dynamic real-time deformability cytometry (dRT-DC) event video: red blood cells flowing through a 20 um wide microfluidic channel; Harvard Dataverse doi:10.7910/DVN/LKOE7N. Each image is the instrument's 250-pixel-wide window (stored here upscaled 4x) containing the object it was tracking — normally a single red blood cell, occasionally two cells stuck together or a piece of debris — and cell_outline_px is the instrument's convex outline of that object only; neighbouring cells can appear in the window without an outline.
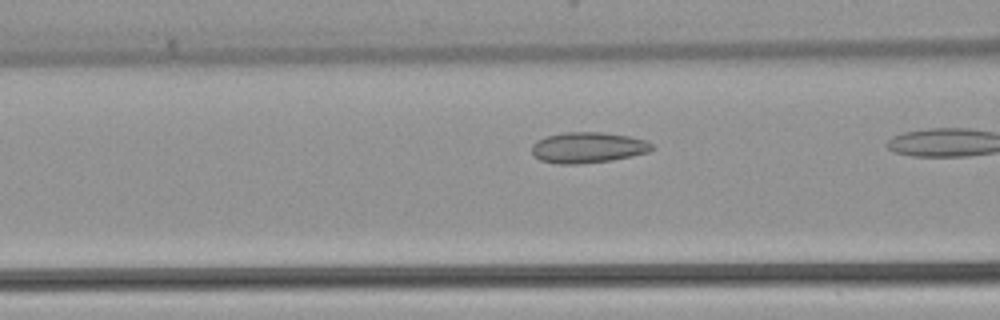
{"species": "common noctule bat (a hibernating species)", "species_latin": "Nyctalus noctula", "temperature_condition": "warm", "stored_images_in_passage": 20, "camera_frame_rate_fps": 3000, "um_per_image_px": 0.085, "animal": {"sex": "female", "body_mass_g": 22.7, "forearm_length_mm": 54.2}, "frame": {"image": 1, "passage_image": 17, "time_ms": 5.333, "image_size_px": [1000, 320], "cell_outline_px": [[656, 148], [648, 152], [632, 156], [612, 160], [576, 164], [556, 164], [540, 160], [532, 156], [532, 144], [536, 140], [548, 136], [564, 132], [600, 132], [628, 136], [644, 140], [652, 144]], "centroid_in_image_um": [49.94, 12.55], "position_along_channel_um": 116.7, "area_um2": 21.62}}